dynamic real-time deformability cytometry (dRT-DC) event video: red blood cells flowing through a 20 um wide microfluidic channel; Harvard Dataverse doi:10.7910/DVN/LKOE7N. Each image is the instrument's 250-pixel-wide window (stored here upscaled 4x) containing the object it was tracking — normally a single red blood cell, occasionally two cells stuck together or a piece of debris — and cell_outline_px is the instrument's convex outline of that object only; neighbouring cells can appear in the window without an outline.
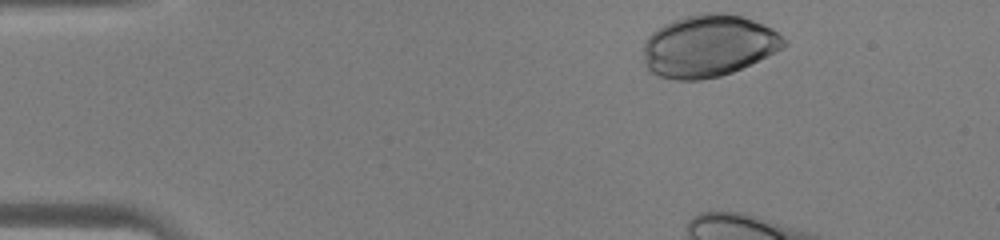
{"species": "human", "species_latin": "Homo sapiens", "temperature_condition": "warm", "stored_images_in_passage": 6, "camera_frame_rate_fps": 3000, "um_per_image_px": 0.085, "donor": {"sex": "male"}, "frame": {"image": 1, "passage_image": 1, "time_ms": 0.0, "image_size_px": [1000, 240], "cell_outline_px": [[788, 44], [732, 72], [720, 76], [700, 80], [676, 80], [660, 76], [648, 72], [644, 64], [644, 44], [648, 36], [652, 32], [664, 24], [672, 20], [684, 16], [704, 12], [728, 12], [744, 16], [764, 24], [772, 28], [788, 40]], "centroid_in_image_um": [60.19, 3.88], "position_along_channel_um": 24.8, "area_um2": 50.98}}